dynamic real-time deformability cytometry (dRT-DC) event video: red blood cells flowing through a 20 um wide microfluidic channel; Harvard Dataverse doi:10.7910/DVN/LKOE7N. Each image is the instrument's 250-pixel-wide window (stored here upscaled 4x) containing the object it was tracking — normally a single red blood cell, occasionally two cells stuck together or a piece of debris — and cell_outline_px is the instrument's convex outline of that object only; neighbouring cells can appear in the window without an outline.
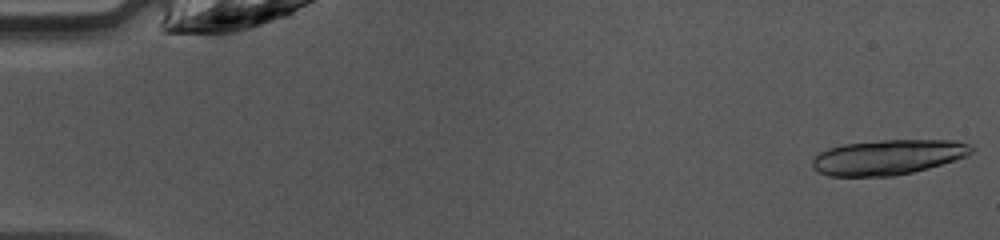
{"species": "common noctule bat (a hibernating species)", "species_latin": "Nyctalus noctula", "temperature_condition": "warm", "stored_images_in_passage": 35, "segment_of_instrument_passage": [1, 2], "camera_frame_rate_fps": 3000, "um_per_image_px": 0.085, "animal": {"sex": "female", "body_mass_g": 10.0, "forearm_length_mm": 53.1}, "frame": {"image": 1, "passage_image": 1, "time_ms": 0.0, "image_size_px": [1000, 240], "cell_outline_px": [[976, 148], [968, 156], [928, 168], [896, 176], [828, 176], [812, 168], [812, 160], [820, 152], [828, 148], [844, 144], [880, 140], [956, 140], [972, 144]], "centroid_in_image_um": [75.52, 13.35], "position_along_channel_um": 9.5, "area_um2": 32.71}}